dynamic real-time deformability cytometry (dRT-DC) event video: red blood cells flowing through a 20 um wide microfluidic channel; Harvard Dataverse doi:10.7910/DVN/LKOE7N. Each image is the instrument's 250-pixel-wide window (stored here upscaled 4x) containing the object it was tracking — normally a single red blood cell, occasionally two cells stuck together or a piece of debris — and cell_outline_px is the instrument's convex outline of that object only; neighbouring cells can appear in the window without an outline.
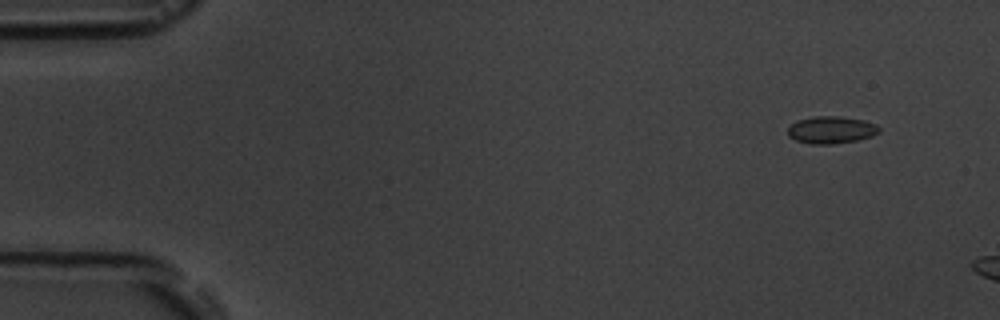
{"species": "common noctule bat (a hibernating species)", "species_latin": "Nyctalus noctula", "temperature_condition": "room temperature", "stored_images_in_passage": 5, "camera_frame_rate_fps": 3000, "um_per_image_px": 0.085, "animal": {"sex": "male", "body_mass_g": 19.5, "forearm_length_mm": 54.6}, "frame": {"image": 1, "passage_image": 2, "time_ms": 1.0, "image_size_px": [1000, 320], "cell_outline_px": [[880, 132], [872, 136], [856, 140], [832, 144], [812, 144], [796, 140], [788, 136], [788, 128], [796, 120], [812, 116], [840, 116], [864, 120], [876, 124], [880, 128]], "centroid_in_image_um": [70.65, 11.03], "position_along_channel_um": 14.3, "area_um2": 14.57}}
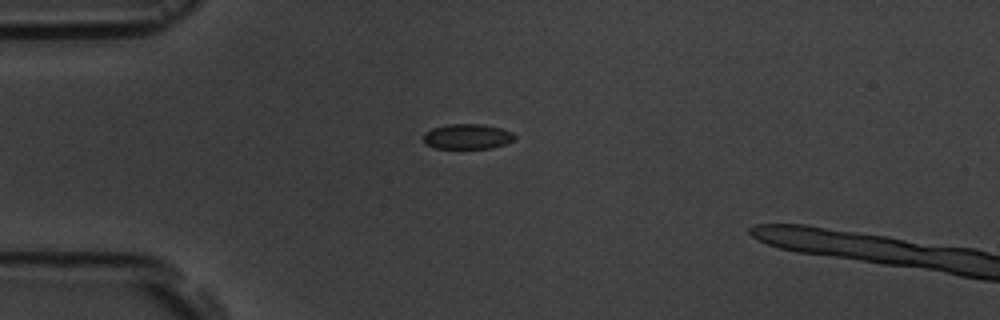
{"frame": {"image": 2, "passage_image": 4, "time_ms": 4.333, "image_size_px": [1000, 320], "cell_outline_px": [[516, 136], [512, 140], [504, 144], [492, 148], [436, 148], [424, 144], [424, 132], [432, 128], [448, 124], [480, 124], [500, 128], [512, 132]], "centroid_in_image_um": [39.69, 11.6], "position_along_channel_um": 45.3, "area_um2": 13.29}}